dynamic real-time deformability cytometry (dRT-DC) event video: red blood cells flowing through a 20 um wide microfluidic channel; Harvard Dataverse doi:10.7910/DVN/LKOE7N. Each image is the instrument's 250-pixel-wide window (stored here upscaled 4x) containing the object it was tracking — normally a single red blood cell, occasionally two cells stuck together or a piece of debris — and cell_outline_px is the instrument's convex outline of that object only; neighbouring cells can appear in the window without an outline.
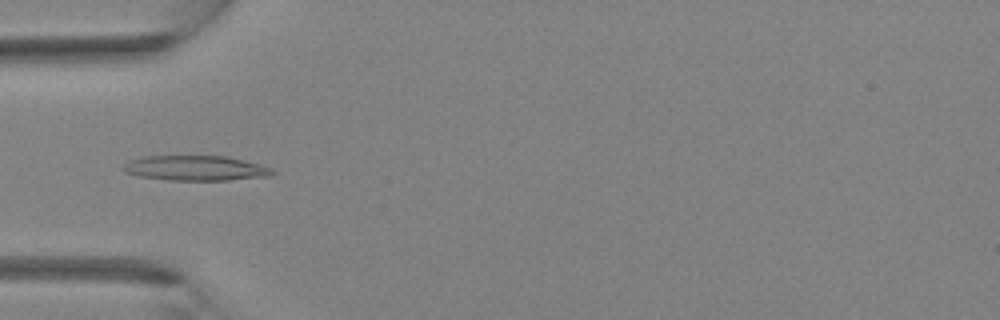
{"species": "Egyptian fruit bat (a non-hibernating species)", "species_latin": "Rousettus aegyptiacus", "temperature_condition": "room temperature", "stored_images_in_passage": 36, "camera_frame_rate_fps": 3000, "um_per_image_px": 0.085, "animal": {"sex": "female"}, "frame": {"image": 1, "passage_image": 11, "time_ms": 3.333, "image_size_px": [1000, 320], "cell_outline_px": [[276, 172], [268, 176], [228, 180], [168, 180], [140, 176], [124, 172], [120, 168], [128, 160], [144, 156], [228, 156], [260, 164], [272, 168]], "centroid_in_image_um": [16.6, 14.28], "position_along_channel_um": 68.4, "area_um2": 21.85}}
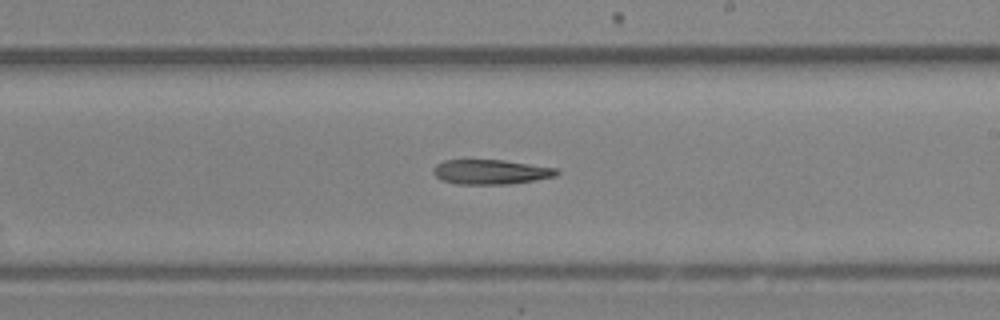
{"frame": {"image": 2, "passage_image": 21, "time_ms": 6.667, "image_size_px": [1000, 320], "cell_outline_px": [[560, 172], [556, 176], [536, 180], [508, 184], [456, 184], [440, 180], [432, 172], [432, 168], [436, 164], [444, 160], [504, 160], [556, 168]], "centroid_in_image_um": [41.69, 14.61], "position_along_channel_um": 247.3, "area_um2": 17.86}}
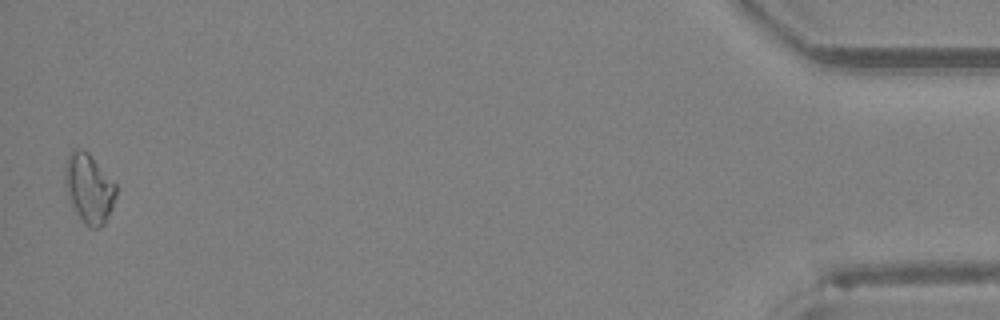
{"frame": {"image": 3, "passage_image": 36, "time_ms": 11.667, "image_size_px": [1000, 320], "cell_outline_px": [[116, 196], [112, 208], [104, 224], [100, 228], [92, 228], [84, 224], [76, 212], [64, 184], [64, 164], [68, 152], [72, 148], [80, 148], [88, 152], [116, 184]], "centroid_in_image_um": [7.54, 15.97], "position_along_channel_um": 427.7, "area_um2": 20.75}}